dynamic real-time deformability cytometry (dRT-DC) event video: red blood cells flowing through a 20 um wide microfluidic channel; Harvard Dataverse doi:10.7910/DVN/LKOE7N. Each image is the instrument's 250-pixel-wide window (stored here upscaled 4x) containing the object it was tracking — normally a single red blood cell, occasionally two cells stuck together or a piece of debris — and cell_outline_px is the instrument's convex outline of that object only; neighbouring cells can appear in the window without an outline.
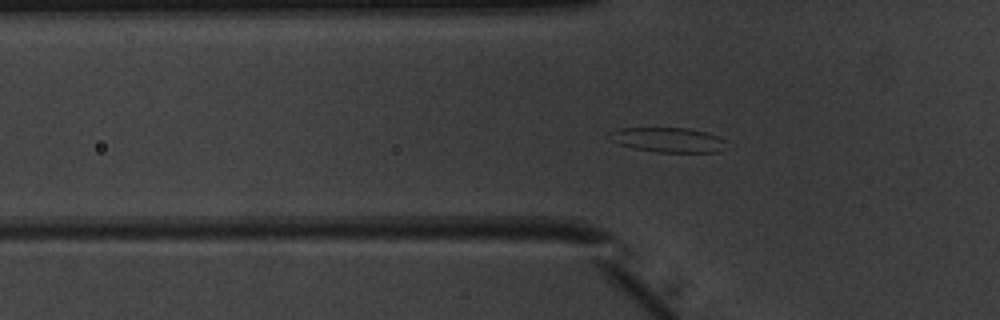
{"species": "common noctule bat (a hibernating species)", "species_latin": "Nyctalus noctula", "temperature_condition": "warm", "stored_images_in_passage": 41, "camera_frame_rate_fps": 3000, "um_per_image_px": 0.085, "animal": {"sex": "male", "body_mass_g": 20.1, "forearm_length_mm": 53.5}, "frame": {"image": 1, "passage_image": 6, "time_ms": 1.667, "image_size_px": [1000, 320], "cell_outline_px": [[728, 140], [720, 152], [656, 152], [632, 148], [620, 144], [612, 140], [608, 132], [620, 128], [688, 128], [720, 136]], "centroid_in_image_um": [56.82, 11.89], "position_along_channel_um": 69.0, "area_um2": 16.88}}
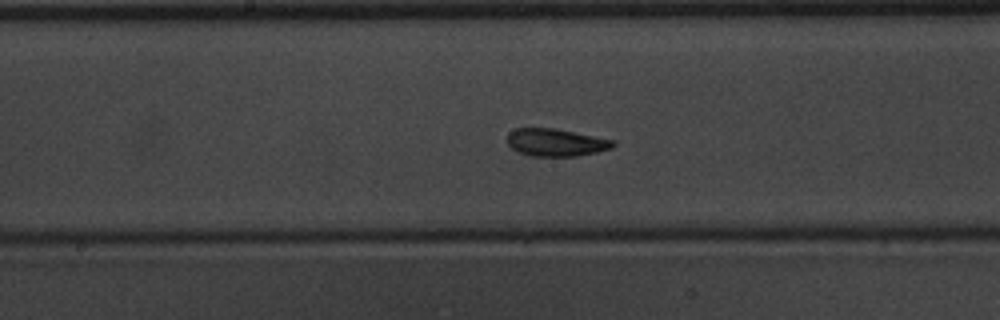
{"frame": {"image": 2, "passage_image": 16, "time_ms": 5.0, "image_size_px": [1000, 320], "cell_outline_px": [[616, 144], [612, 148], [596, 152], [576, 156], [528, 156], [512, 148], [508, 144], [508, 132], [512, 128], [556, 128], [616, 140]], "centroid_in_image_um": [47.26, 12.1], "position_along_channel_um": 200.9, "area_um2": 17.17}}
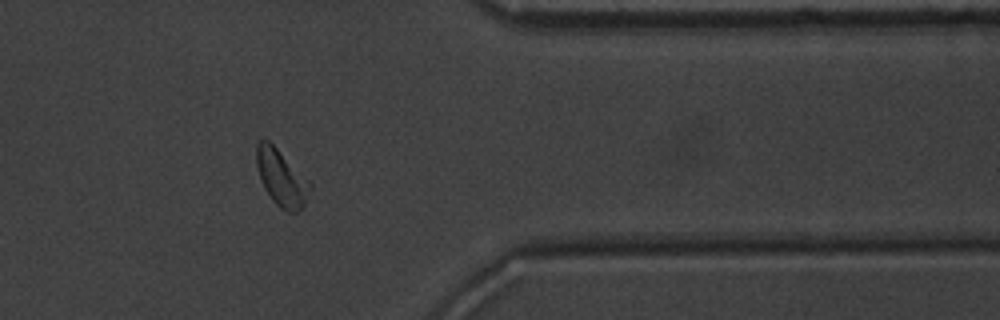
{"frame": {"image": 3, "passage_image": 31, "time_ms": 10.0, "image_size_px": [1000, 320], "cell_outline_px": [[312, 188], [304, 204], [296, 212], [288, 212], [280, 208], [272, 200], [264, 188], [260, 180], [256, 164], [256, 144], [260, 140], [268, 140], [312, 184]], "centroid_in_image_um": [23.9, 15.14], "position_along_channel_um": 387.5, "area_um2": 17.34}, "authors_computed_cell_mechanics": {"area_um2": 17.1088, "velocity_mm_per_s": 3.9703, "shape_relaxation_time_tau1_ms": 2.8022, "shape_relaxation_time_tau2_ms": 2.0945, "deformation_change_tau1": 0.1044, "deformation_change_tau2": 0.0824}}